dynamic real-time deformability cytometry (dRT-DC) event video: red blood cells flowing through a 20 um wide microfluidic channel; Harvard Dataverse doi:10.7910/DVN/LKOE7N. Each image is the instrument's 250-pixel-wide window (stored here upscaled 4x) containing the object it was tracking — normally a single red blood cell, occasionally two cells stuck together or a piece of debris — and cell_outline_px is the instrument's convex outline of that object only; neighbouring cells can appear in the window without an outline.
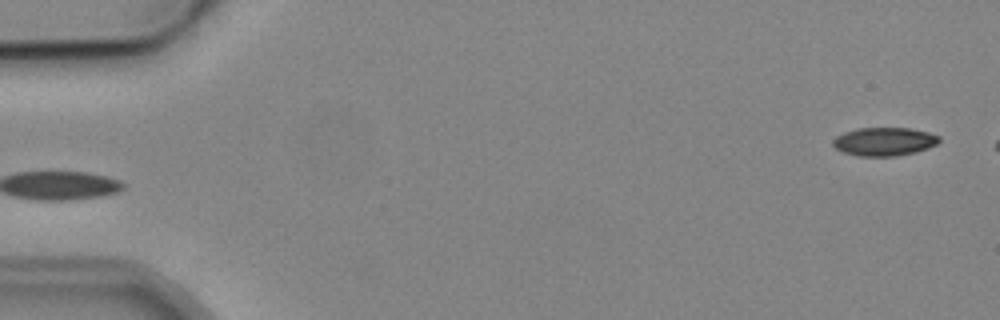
{"species": "common noctule bat (a hibernating species)", "species_latin": "Nyctalus noctula", "temperature_condition": "cold", "stored_images_in_passage": 3, "camera_frame_rate_fps": 3000, "um_per_image_px": 0.085, "animal": {"sex": "male", "body_mass_g": 19.2, "forearm_length_mm": 51.8}, "frame": {"image": 1, "passage_image": 3, "time_ms": 3.667, "image_size_px": [1000, 320], "cell_outline_px": [[940, 140], [936, 144], [928, 148], [916, 152], [896, 156], [860, 156], [844, 152], [836, 148], [832, 144], [832, 140], [836, 136], [844, 132], [856, 128], [908, 128], [928, 132], [940, 136]], "centroid_in_image_um": [75.16, 12.03], "position_along_channel_um": 9.8, "area_um2": 17.57}}